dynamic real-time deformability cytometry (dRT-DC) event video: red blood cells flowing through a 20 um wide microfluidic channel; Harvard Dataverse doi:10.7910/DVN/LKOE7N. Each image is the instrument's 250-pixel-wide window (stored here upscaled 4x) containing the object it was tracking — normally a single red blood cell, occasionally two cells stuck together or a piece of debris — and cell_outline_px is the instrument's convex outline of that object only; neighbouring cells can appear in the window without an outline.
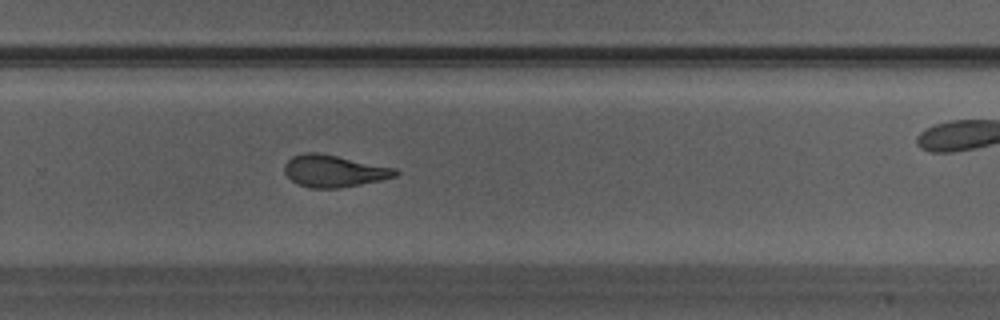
{"species": "Egyptian fruit bat (a non-hibernating species)", "species_latin": "Rousettus aegyptiacus", "temperature_condition": "warm", "stored_images_in_passage": 24, "camera_frame_rate_fps": 3000, "um_per_image_px": 0.085, "animal": {"sex": "male"}, "frame": {"image": 1, "passage_image": 14, "time_ms": 4.333, "image_size_px": [1000, 320], "cell_outline_px": [[400, 172], [396, 176], [380, 180], [340, 188], [312, 188], [296, 184], [284, 172], [284, 164], [292, 156], [304, 152], [320, 152], [396, 168]], "centroid_in_image_um": [28.37, 14.52], "position_along_channel_um": 301.4, "area_um2": 20.81}}